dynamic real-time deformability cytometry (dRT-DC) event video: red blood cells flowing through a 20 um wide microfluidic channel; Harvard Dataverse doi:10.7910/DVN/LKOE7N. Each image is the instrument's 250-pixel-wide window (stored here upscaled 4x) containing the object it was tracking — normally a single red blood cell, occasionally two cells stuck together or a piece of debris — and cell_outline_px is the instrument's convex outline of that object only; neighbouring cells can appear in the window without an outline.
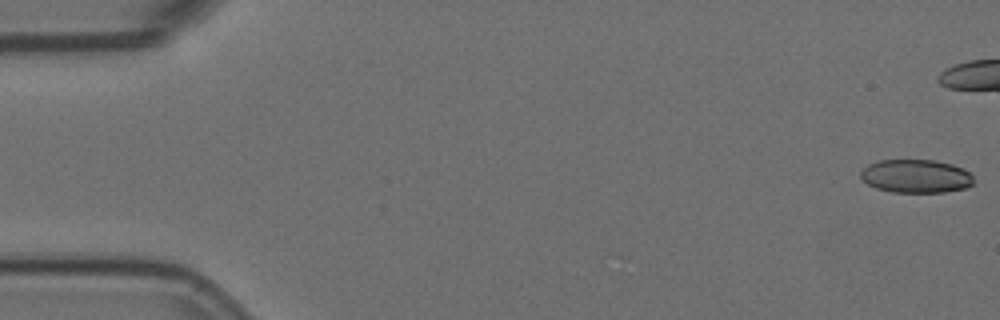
{"species": "Egyptian fruit bat (a non-hibernating species)", "species_latin": "Rousettus aegyptiacus", "temperature_condition": "room temperature", "stored_images_in_passage": 45, "camera_frame_rate_fps": 3000, "um_per_image_px": 0.085, "animal": {"sex": "female"}, "frame": {"image": 1, "passage_image": 1, "time_ms": 0.0, "image_size_px": [1000, 320], "cell_outline_px": [[972, 184], [968, 188], [944, 192], [892, 192], [876, 188], [868, 184], [860, 176], [860, 172], [868, 164], [880, 160], [936, 160], [952, 164], [964, 168], [972, 176]], "centroid_in_image_um": [77.87, 14.97], "position_along_channel_um": 7.1, "area_um2": 22.02}}
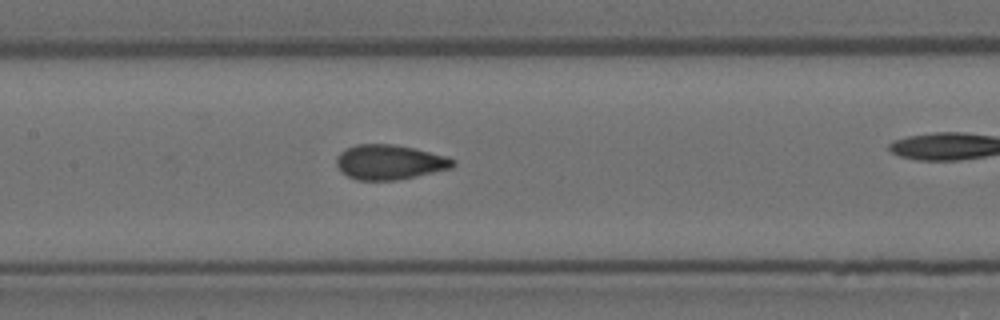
{"frame": {"image": 2, "passage_image": 27, "time_ms": 8.667, "image_size_px": [1000, 320], "cell_outline_px": [[456, 164], [452, 168], [416, 176], [396, 180], [356, 180], [348, 176], [336, 164], [336, 160], [340, 152], [356, 144], [392, 144], [412, 148], [448, 156], [456, 160]], "centroid_in_image_um": [33.15, 13.78], "position_along_channel_um": 174.3, "area_um2": 23.47}}
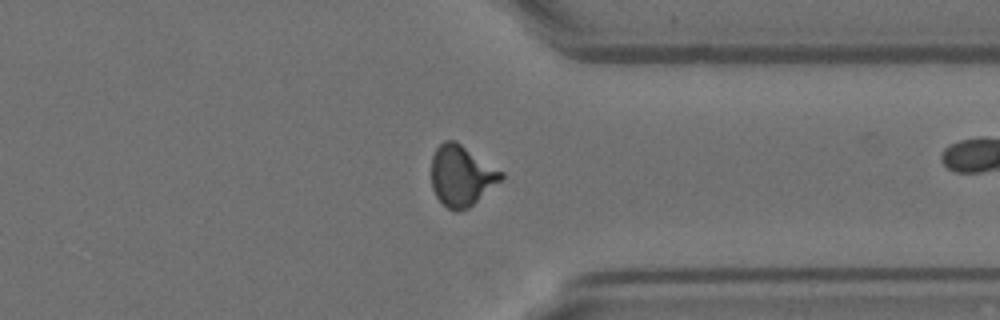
{"frame": {"image": 3, "passage_image": 44, "time_ms": 14.333, "image_size_px": [1000, 320], "cell_outline_px": [[504, 180], [468, 208], [456, 212], [448, 208], [436, 196], [432, 188], [432, 156], [436, 148], [444, 140], [456, 140], [504, 172]], "centroid_in_image_um": [39.26, 14.92], "position_along_channel_um": 372.1, "area_um2": 24.91}}